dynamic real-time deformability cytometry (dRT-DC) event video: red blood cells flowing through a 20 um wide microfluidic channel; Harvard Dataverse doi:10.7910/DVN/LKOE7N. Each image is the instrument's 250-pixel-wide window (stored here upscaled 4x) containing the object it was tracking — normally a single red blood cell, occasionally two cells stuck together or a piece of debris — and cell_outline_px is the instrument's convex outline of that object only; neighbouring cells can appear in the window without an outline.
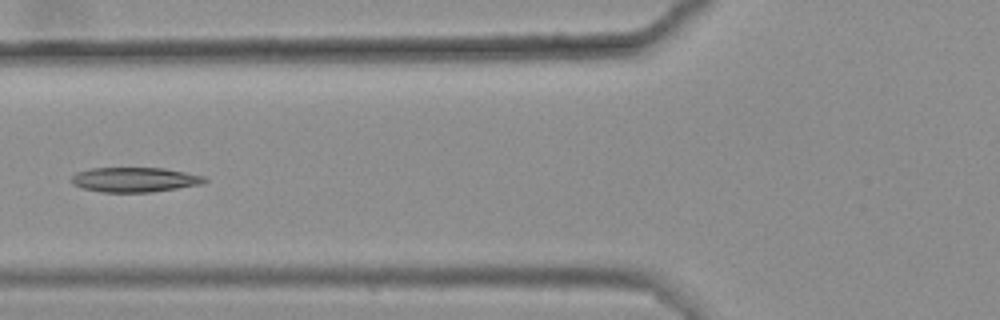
{"species": "common noctule bat (a hibernating species)", "species_latin": "Nyctalus noctula", "temperature_condition": "warm", "stored_images_in_passage": 3, "camera_frame_rate_fps": 3000, "um_per_image_px": 0.085, "animal": {"sex": "female", "body_mass_g": 25.1}, "frame": {"image": 1, "passage_image": 3, "time_ms": 0.667, "image_size_px": [1000, 320], "cell_outline_px": [[208, 180], [204, 184], [152, 192], [104, 192], [80, 188], [72, 184], [72, 176], [76, 172], [88, 168], [164, 168], [204, 176]], "centroid_in_image_um": [11.44, 15.27], "position_along_channel_um": 114.4, "area_um2": 19.31}}